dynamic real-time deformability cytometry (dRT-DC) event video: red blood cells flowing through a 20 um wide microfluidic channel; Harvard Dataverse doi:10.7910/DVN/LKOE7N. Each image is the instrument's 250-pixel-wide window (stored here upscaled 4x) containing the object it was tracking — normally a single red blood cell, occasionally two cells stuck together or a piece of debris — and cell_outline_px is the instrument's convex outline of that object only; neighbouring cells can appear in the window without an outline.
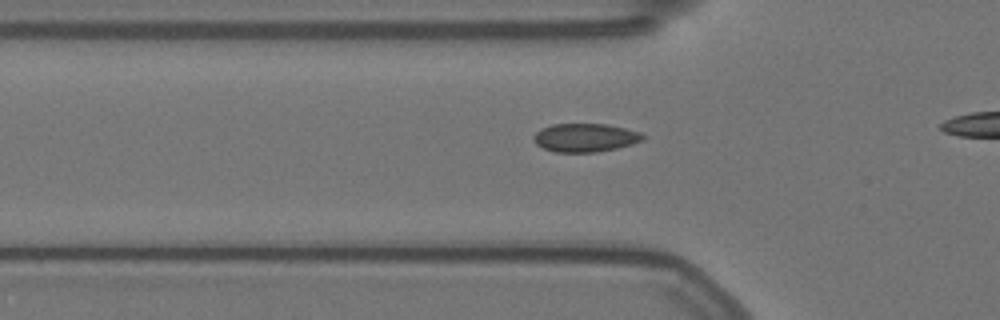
{"species": "Egyptian fruit bat (a non-hibernating species)", "species_latin": "Rousettus aegyptiacus", "temperature_condition": "warm", "stored_images_in_passage": 15, "camera_frame_rate_fps": 3000, "um_per_image_px": 0.085, "animal": {"sex": "female"}, "frame": {"image": 1, "passage_image": 2, "time_ms": 0.333, "image_size_px": [1000, 320], "cell_outline_px": [[644, 140], [632, 144], [616, 148], [596, 152], [556, 152], [544, 148], [536, 144], [532, 140], [532, 136], [540, 128], [552, 124], [608, 124], [640, 132], [644, 136]], "centroid_in_image_um": [49.71, 11.69], "position_along_channel_um": 76.1, "area_um2": 18.15}}
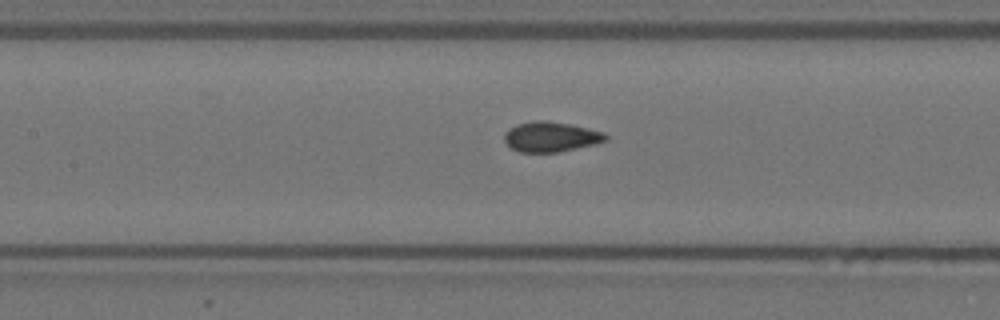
{"frame": {"image": 2, "passage_image": 9, "time_ms": 2.667, "image_size_px": [1000, 320], "cell_outline_px": [[608, 140], [596, 144], [560, 152], [520, 152], [512, 148], [504, 140], [504, 132], [516, 124], [536, 120], [544, 120], [572, 124], [604, 132], [608, 136]], "centroid_in_image_um": [46.85, 11.62], "position_along_channel_um": 160.6, "area_um2": 17.92}}
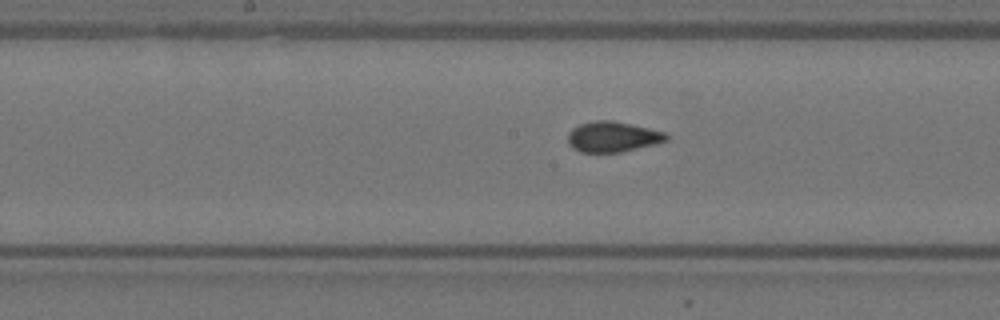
{"frame": {"image": 3, "passage_image": 12, "time_ms": 3.667, "image_size_px": [1000, 320], "cell_outline_px": [[668, 140], [656, 144], [620, 152], [580, 152], [572, 148], [568, 144], [568, 132], [572, 128], [580, 124], [596, 120], [612, 120], [632, 124], [664, 132], [668, 136]], "centroid_in_image_um": [52.05, 11.62], "position_along_channel_um": 196.1, "area_um2": 17.51}}